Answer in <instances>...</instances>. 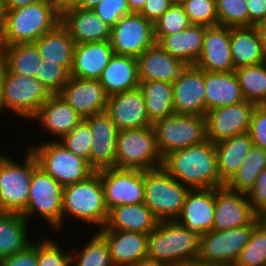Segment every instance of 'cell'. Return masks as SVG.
Masks as SVG:
<instances>
[{
    "instance_id": "obj_57",
    "label": "cell",
    "mask_w": 266,
    "mask_h": 266,
    "mask_svg": "<svg viewBox=\"0 0 266 266\" xmlns=\"http://www.w3.org/2000/svg\"><path fill=\"white\" fill-rule=\"evenodd\" d=\"M6 10L4 2L0 0V41H4Z\"/></svg>"
},
{
    "instance_id": "obj_10",
    "label": "cell",
    "mask_w": 266,
    "mask_h": 266,
    "mask_svg": "<svg viewBox=\"0 0 266 266\" xmlns=\"http://www.w3.org/2000/svg\"><path fill=\"white\" fill-rule=\"evenodd\" d=\"M162 164L163 157L152 126L118 131L116 168L147 171L160 168Z\"/></svg>"
},
{
    "instance_id": "obj_36",
    "label": "cell",
    "mask_w": 266,
    "mask_h": 266,
    "mask_svg": "<svg viewBox=\"0 0 266 266\" xmlns=\"http://www.w3.org/2000/svg\"><path fill=\"white\" fill-rule=\"evenodd\" d=\"M148 117L153 123L175 113L173 103V83L162 81H140Z\"/></svg>"
},
{
    "instance_id": "obj_22",
    "label": "cell",
    "mask_w": 266,
    "mask_h": 266,
    "mask_svg": "<svg viewBox=\"0 0 266 266\" xmlns=\"http://www.w3.org/2000/svg\"><path fill=\"white\" fill-rule=\"evenodd\" d=\"M195 66L207 72L235 71L230 47V27L216 25L205 28L202 51Z\"/></svg>"
},
{
    "instance_id": "obj_28",
    "label": "cell",
    "mask_w": 266,
    "mask_h": 266,
    "mask_svg": "<svg viewBox=\"0 0 266 266\" xmlns=\"http://www.w3.org/2000/svg\"><path fill=\"white\" fill-rule=\"evenodd\" d=\"M98 80L108 96L138 88L137 58L114 54Z\"/></svg>"
},
{
    "instance_id": "obj_21",
    "label": "cell",
    "mask_w": 266,
    "mask_h": 266,
    "mask_svg": "<svg viewBox=\"0 0 266 266\" xmlns=\"http://www.w3.org/2000/svg\"><path fill=\"white\" fill-rule=\"evenodd\" d=\"M83 118L106 110L108 95L99 80L70 77L59 93Z\"/></svg>"
},
{
    "instance_id": "obj_44",
    "label": "cell",
    "mask_w": 266,
    "mask_h": 266,
    "mask_svg": "<svg viewBox=\"0 0 266 266\" xmlns=\"http://www.w3.org/2000/svg\"><path fill=\"white\" fill-rule=\"evenodd\" d=\"M191 25L183 5H172L154 22V36L158 43L164 36L185 30Z\"/></svg>"
},
{
    "instance_id": "obj_14",
    "label": "cell",
    "mask_w": 266,
    "mask_h": 266,
    "mask_svg": "<svg viewBox=\"0 0 266 266\" xmlns=\"http://www.w3.org/2000/svg\"><path fill=\"white\" fill-rule=\"evenodd\" d=\"M108 211L120 205L144 203V170L108 168L100 171Z\"/></svg>"
},
{
    "instance_id": "obj_37",
    "label": "cell",
    "mask_w": 266,
    "mask_h": 266,
    "mask_svg": "<svg viewBox=\"0 0 266 266\" xmlns=\"http://www.w3.org/2000/svg\"><path fill=\"white\" fill-rule=\"evenodd\" d=\"M42 61L34 42L5 45L4 66L14 74L35 77Z\"/></svg>"
},
{
    "instance_id": "obj_30",
    "label": "cell",
    "mask_w": 266,
    "mask_h": 266,
    "mask_svg": "<svg viewBox=\"0 0 266 266\" xmlns=\"http://www.w3.org/2000/svg\"><path fill=\"white\" fill-rule=\"evenodd\" d=\"M205 28L204 25L191 24L185 30L164 36L158 43L186 66H193L200 58Z\"/></svg>"
},
{
    "instance_id": "obj_64",
    "label": "cell",
    "mask_w": 266,
    "mask_h": 266,
    "mask_svg": "<svg viewBox=\"0 0 266 266\" xmlns=\"http://www.w3.org/2000/svg\"><path fill=\"white\" fill-rule=\"evenodd\" d=\"M5 213H7V210L4 208L0 199V216L4 215Z\"/></svg>"
},
{
    "instance_id": "obj_32",
    "label": "cell",
    "mask_w": 266,
    "mask_h": 266,
    "mask_svg": "<svg viewBox=\"0 0 266 266\" xmlns=\"http://www.w3.org/2000/svg\"><path fill=\"white\" fill-rule=\"evenodd\" d=\"M253 145L249 132L215 144L218 175L225 184L241 167Z\"/></svg>"
},
{
    "instance_id": "obj_46",
    "label": "cell",
    "mask_w": 266,
    "mask_h": 266,
    "mask_svg": "<svg viewBox=\"0 0 266 266\" xmlns=\"http://www.w3.org/2000/svg\"><path fill=\"white\" fill-rule=\"evenodd\" d=\"M35 78H37L51 94H59L68 83L70 73L62 65L43 60L39 62V68Z\"/></svg>"
},
{
    "instance_id": "obj_19",
    "label": "cell",
    "mask_w": 266,
    "mask_h": 266,
    "mask_svg": "<svg viewBox=\"0 0 266 266\" xmlns=\"http://www.w3.org/2000/svg\"><path fill=\"white\" fill-rule=\"evenodd\" d=\"M105 111L119 131L152 126L139 87L108 96Z\"/></svg>"
},
{
    "instance_id": "obj_51",
    "label": "cell",
    "mask_w": 266,
    "mask_h": 266,
    "mask_svg": "<svg viewBox=\"0 0 266 266\" xmlns=\"http://www.w3.org/2000/svg\"><path fill=\"white\" fill-rule=\"evenodd\" d=\"M0 266H38L37 240H33L25 250L0 259Z\"/></svg>"
},
{
    "instance_id": "obj_20",
    "label": "cell",
    "mask_w": 266,
    "mask_h": 266,
    "mask_svg": "<svg viewBox=\"0 0 266 266\" xmlns=\"http://www.w3.org/2000/svg\"><path fill=\"white\" fill-rule=\"evenodd\" d=\"M83 118L59 94H52L29 122L38 123L52 141L70 133Z\"/></svg>"
},
{
    "instance_id": "obj_61",
    "label": "cell",
    "mask_w": 266,
    "mask_h": 266,
    "mask_svg": "<svg viewBox=\"0 0 266 266\" xmlns=\"http://www.w3.org/2000/svg\"><path fill=\"white\" fill-rule=\"evenodd\" d=\"M4 41H0V74L2 73L4 67Z\"/></svg>"
},
{
    "instance_id": "obj_25",
    "label": "cell",
    "mask_w": 266,
    "mask_h": 266,
    "mask_svg": "<svg viewBox=\"0 0 266 266\" xmlns=\"http://www.w3.org/2000/svg\"><path fill=\"white\" fill-rule=\"evenodd\" d=\"M107 242L113 266H132L147 257L148 234L122 230H96Z\"/></svg>"
},
{
    "instance_id": "obj_56",
    "label": "cell",
    "mask_w": 266,
    "mask_h": 266,
    "mask_svg": "<svg viewBox=\"0 0 266 266\" xmlns=\"http://www.w3.org/2000/svg\"><path fill=\"white\" fill-rule=\"evenodd\" d=\"M82 1L83 0H59L57 3L60 14L70 8L78 7Z\"/></svg>"
},
{
    "instance_id": "obj_33",
    "label": "cell",
    "mask_w": 266,
    "mask_h": 266,
    "mask_svg": "<svg viewBox=\"0 0 266 266\" xmlns=\"http://www.w3.org/2000/svg\"><path fill=\"white\" fill-rule=\"evenodd\" d=\"M230 47L235 69L266 61L262 43L253 26L230 28Z\"/></svg>"
},
{
    "instance_id": "obj_15",
    "label": "cell",
    "mask_w": 266,
    "mask_h": 266,
    "mask_svg": "<svg viewBox=\"0 0 266 266\" xmlns=\"http://www.w3.org/2000/svg\"><path fill=\"white\" fill-rule=\"evenodd\" d=\"M256 105L249 101L207 111L206 139L216 144L235 135L249 132L252 112Z\"/></svg>"
},
{
    "instance_id": "obj_7",
    "label": "cell",
    "mask_w": 266,
    "mask_h": 266,
    "mask_svg": "<svg viewBox=\"0 0 266 266\" xmlns=\"http://www.w3.org/2000/svg\"><path fill=\"white\" fill-rule=\"evenodd\" d=\"M144 204L159 221L176 220L183 209L189 187L182 185L163 167L144 171Z\"/></svg>"
},
{
    "instance_id": "obj_4",
    "label": "cell",
    "mask_w": 266,
    "mask_h": 266,
    "mask_svg": "<svg viewBox=\"0 0 266 266\" xmlns=\"http://www.w3.org/2000/svg\"><path fill=\"white\" fill-rule=\"evenodd\" d=\"M61 23V14L55 0L6 11L4 44L14 45L38 40Z\"/></svg>"
},
{
    "instance_id": "obj_54",
    "label": "cell",
    "mask_w": 266,
    "mask_h": 266,
    "mask_svg": "<svg viewBox=\"0 0 266 266\" xmlns=\"http://www.w3.org/2000/svg\"><path fill=\"white\" fill-rule=\"evenodd\" d=\"M4 2L5 10H15L21 7L36 4L42 0H2Z\"/></svg>"
},
{
    "instance_id": "obj_13",
    "label": "cell",
    "mask_w": 266,
    "mask_h": 266,
    "mask_svg": "<svg viewBox=\"0 0 266 266\" xmlns=\"http://www.w3.org/2000/svg\"><path fill=\"white\" fill-rule=\"evenodd\" d=\"M109 41L114 54L137 58L156 43L154 23L132 12L111 27Z\"/></svg>"
},
{
    "instance_id": "obj_39",
    "label": "cell",
    "mask_w": 266,
    "mask_h": 266,
    "mask_svg": "<svg viewBox=\"0 0 266 266\" xmlns=\"http://www.w3.org/2000/svg\"><path fill=\"white\" fill-rule=\"evenodd\" d=\"M265 168L266 150L253 145L241 167L225 185L231 190L246 194Z\"/></svg>"
},
{
    "instance_id": "obj_41",
    "label": "cell",
    "mask_w": 266,
    "mask_h": 266,
    "mask_svg": "<svg viewBox=\"0 0 266 266\" xmlns=\"http://www.w3.org/2000/svg\"><path fill=\"white\" fill-rule=\"evenodd\" d=\"M233 266H266V223L261 219Z\"/></svg>"
},
{
    "instance_id": "obj_1",
    "label": "cell",
    "mask_w": 266,
    "mask_h": 266,
    "mask_svg": "<svg viewBox=\"0 0 266 266\" xmlns=\"http://www.w3.org/2000/svg\"><path fill=\"white\" fill-rule=\"evenodd\" d=\"M162 167L190 189L225 185L218 175L215 144L209 140L168 153L163 157Z\"/></svg>"
},
{
    "instance_id": "obj_18",
    "label": "cell",
    "mask_w": 266,
    "mask_h": 266,
    "mask_svg": "<svg viewBox=\"0 0 266 266\" xmlns=\"http://www.w3.org/2000/svg\"><path fill=\"white\" fill-rule=\"evenodd\" d=\"M174 111L177 114H206L205 71L186 66L173 82Z\"/></svg>"
},
{
    "instance_id": "obj_35",
    "label": "cell",
    "mask_w": 266,
    "mask_h": 266,
    "mask_svg": "<svg viewBox=\"0 0 266 266\" xmlns=\"http://www.w3.org/2000/svg\"><path fill=\"white\" fill-rule=\"evenodd\" d=\"M29 226L30 223L20 213L7 212L0 216V259L23 251L32 244Z\"/></svg>"
},
{
    "instance_id": "obj_66",
    "label": "cell",
    "mask_w": 266,
    "mask_h": 266,
    "mask_svg": "<svg viewBox=\"0 0 266 266\" xmlns=\"http://www.w3.org/2000/svg\"><path fill=\"white\" fill-rule=\"evenodd\" d=\"M188 266H200V265H197V264H193V265H188Z\"/></svg>"
},
{
    "instance_id": "obj_42",
    "label": "cell",
    "mask_w": 266,
    "mask_h": 266,
    "mask_svg": "<svg viewBox=\"0 0 266 266\" xmlns=\"http://www.w3.org/2000/svg\"><path fill=\"white\" fill-rule=\"evenodd\" d=\"M42 237L37 240V261L38 266H72L71 265V250H67L68 244L70 245V238L62 241H56L54 238ZM41 239V240H40ZM58 242V244L56 242ZM67 241V242H66ZM69 242V243H68ZM63 243L61 246L60 244ZM66 243V245H64ZM64 245V246H63ZM62 247H65L64 250ZM69 252V253H68Z\"/></svg>"
},
{
    "instance_id": "obj_59",
    "label": "cell",
    "mask_w": 266,
    "mask_h": 266,
    "mask_svg": "<svg viewBox=\"0 0 266 266\" xmlns=\"http://www.w3.org/2000/svg\"><path fill=\"white\" fill-rule=\"evenodd\" d=\"M147 0H127L131 12L139 13Z\"/></svg>"
},
{
    "instance_id": "obj_23",
    "label": "cell",
    "mask_w": 266,
    "mask_h": 266,
    "mask_svg": "<svg viewBox=\"0 0 266 266\" xmlns=\"http://www.w3.org/2000/svg\"><path fill=\"white\" fill-rule=\"evenodd\" d=\"M214 209L215 188L190 189L176 220L201 236L213 229Z\"/></svg>"
},
{
    "instance_id": "obj_49",
    "label": "cell",
    "mask_w": 266,
    "mask_h": 266,
    "mask_svg": "<svg viewBox=\"0 0 266 266\" xmlns=\"http://www.w3.org/2000/svg\"><path fill=\"white\" fill-rule=\"evenodd\" d=\"M246 196L259 217L266 215V168L258 174L256 182L247 191Z\"/></svg>"
},
{
    "instance_id": "obj_11",
    "label": "cell",
    "mask_w": 266,
    "mask_h": 266,
    "mask_svg": "<svg viewBox=\"0 0 266 266\" xmlns=\"http://www.w3.org/2000/svg\"><path fill=\"white\" fill-rule=\"evenodd\" d=\"M257 217L251 224L228 230L212 229L201 235L197 265L233 266L240 252L249 242Z\"/></svg>"
},
{
    "instance_id": "obj_17",
    "label": "cell",
    "mask_w": 266,
    "mask_h": 266,
    "mask_svg": "<svg viewBox=\"0 0 266 266\" xmlns=\"http://www.w3.org/2000/svg\"><path fill=\"white\" fill-rule=\"evenodd\" d=\"M92 135L90 167L95 171L116 168L118 129L106 111L84 119Z\"/></svg>"
},
{
    "instance_id": "obj_6",
    "label": "cell",
    "mask_w": 266,
    "mask_h": 266,
    "mask_svg": "<svg viewBox=\"0 0 266 266\" xmlns=\"http://www.w3.org/2000/svg\"><path fill=\"white\" fill-rule=\"evenodd\" d=\"M64 187L38 166L31 176L29 198L22 216L31 220L41 218L53 233L62 229V207ZM40 215V216H39ZM30 219V221H29ZM58 231V232H57Z\"/></svg>"
},
{
    "instance_id": "obj_29",
    "label": "cell",
    "mask_w": 266,
    "mask_h": 266,
    "mask_svg": "<svg viewBox=\"0 0 266 266\" xmlns=\"http://www.w3.org/2000/svg\"><path fill=\"white\" fill-rule=\"evenodd\" d=\"M158 223L159 220L144 203L120 205L109 211L105 226L98 230H122L149 234Z\"/></svg>"
},
{
    "instance_id": "obj_9",
    "label": "cell",
    "mask_w": 266,
    "mask_h": 266,
    "mask_svg": "<svg viewBox=\"0 0 266 266\" xmlns=\"http://www.w3.org/2000/svg\"><path fill=\"white\" fill-rule=\"evenodd\" d=\"M2 100L5 110L29 121L52 95L35 77L18 75L5 66L0 74Z\"/></svg>"
},
{
    "instance_id": "obj_52",
    "label": "cell",
    "mask_w": 266,
    "mask_h": 266,
    "mask_svg": "<svg viewBox=\"0 0 266 266\" xmlns=\"http://www.w3.org/2000/svg\"><path fill=\"white\" fill-rule=\"evenodd\" d=\"M172 5L171 0H147L139 13L154 23Z\"/></svg>"
},
{
    "instance_id": "obj_3",
    "label": "cell",
    "mask_w": 266,
    "mask_h": 266,
    "mask_svg": "<svg viewBox=\"0 0 266 266\" xmlns=\"http://www.w3.org/2000/svg\"><path fill=\"white\" fill-rule=\"evenodd\" d=\"M108 214L100 171L94 172L83 181L64 187L62 228L65 227L67 223L65 219L68 216V218L83 222L87 227L88 225L91 228L94 227L95 233L96 230L105 226Z\"/></svg>"
},
{
    "instance_id": "obj_12",
    "label": "cell",
    "mask_w": 266,
    "mask_h": 266,
    "mask_svg": "<svg viewBox=\"0 0 266 266\" xmlns=\"http://www.w3.org/2000/svg\"><path fill=\"white\" fill-rule=\"evenodd\" d=\"M156 145L162 157L170 152L203 143L205 116L174 113L152 123Z\"/></svg>"
},
{
    "instance_id": "obj_40",
    "label": "cell",
    "mask_w": 266,
    "mask_h": 266,
    "mask_svg": "<svg viewBox=\"0 0 266 266\" xmlns=\"http://www.w3.org/2000/svg\"><path fill=\"white\" fill-rule=\"evenodd\" d=\"M82 247L70 248L72 266H113L109 246L96 231ZM75 247V248H74ZM81 248V249H80Z\"/></svg>"
},
{
    "instance_id": "obj_34",
    "label": "cell",
    "mask_w": 266,
    "mask_h": 266,
    "mask_svg": "<svg viewBox=\"0 0 266 266\" xmlns=\"http://www.w3.org/2000/svg\"><path fill=\"white\" fill-rule=\"evenodd\" d=\"M34 43L43 60L62 65L70 73L75 42L61 23Z\"/></svg>"
},
{
    "instance_id": "obj_53",
    "label": "cell",
    "mask_w": 266,
    "mask_h": 266,
    "mask_svg": "<svg viewBox=\"0 0 266 266\" xmlns=\"http://www.w3.org/2000/svg\"><path fill=\"white\" fill-rule=\"evenodd\" d=\"M249 11V27L266 20V0H246Z\"/></svg>"
},
{
    "instance_id": "obj_48",
    "label": "cell",
    "mask_w": 266,
    "mask_h": 266,
    "mask_svg": "<svg viewBox=\"0 0 266 266\" xmlns=\"http://www.w3.org/2000/svg\"><path fill=\"white\" fill-rule=\"evenodd\" d=\"M92 10L111 27L123 16L132 13L129 9L127 0H102Z\"/></svg>"
},
{
    "instance_id": "obj_16",
    "label": "cell",
    "mask_w": 266,
    "mask_h": 266,
    "mask_svg": "<svg viewBox=\"0 0 266 266\" xmlns=\"http://www.w3.org/2000/svg\"><path fill=\"white\" fill-rule=\"evenodd\" d=\"M258 215L245 193L229 189L226 185L215 188V230H228L251 224Z\"/></svg>"
},
{
    "instance_id": "obj_43",
    "label": "cell",
    "mask_w": 266,
    "mask_h": 266,
    "mask_svg": "<svg viewBox=\"0 0 266 266\" xmlns=\"http://www.w3.org/2000/svg\"><path fill=\"white\" fill-rule=\"evenodd\" d=\"M218 25L239 28L249 27L246 0H216Z\"/></svg>"
},
{
    "instance_id": "obj_45",
    "label": "cell",
    "mask_w": 266,
    "mask_h": 266,
    "mask_svg": "<svg viewBox=\"0 0 266 266\" xmlns=\"http://www.w3.org/2000/svg\"><path fill=\"white\" fill-rule=\"evenodd\" d=\"M68 151L82 157L90 165L92 135L89 124L83 119L70 133L58 140Z\"/></svg>"
},
{
    "instance_id": "obj_63",
    "label": "cell",
    "mask_w": 266,
    "mask_h": 266,
    "mask_svg": "<svg viewBox=\"0 0 266 266\" xmlns=\"http://www.w3.org/2000/svg\"><path fill=\"white\" fill-rule=\"evenodd\" d=\"M189 0H171L173 5H183L186 2H188Z\"/></svg>"
},
{
    "instance_id": "obj_55",
    "label": "cell",
    "mask_w": 266,
    "mask_h": 266,
    "mask_svg": "<svg viewBox=\"0 0 266 266\" xmlns=\"http://www.w3.org/2000/svg\"><path fill=\"white\" fill-rule=\"evenodd\" d=\"M253 27L256 29L258 33L259 39L262 43L264 52L266 54V20H263L255 24Z\"/></svg>"
},
{
    "instance_id": "obj_50",
    "label": "cell",
    "mask_w": 266,
    "mask_h": 266,
    "mask_svg": "<svg viewBox=\"0 0 266 266\" xmlns=\"http://www.w3.org/2000/svg\"><path fill=\"white\" fill-rule=\"evenodd\" d=\"M249 134L255 146L266 150V106H256L252 112Z\"/></svg>"
},
{
    "instance_id": "obj_58",
    "label": "cell",
    "mask_w": 266,
    "mask_h": 266,
    "mask_svg": "<svg viewBox=\"0 0 266 266\" xmlns=\"http://www.w3.org/2000/svg\"><path fill=\"white\" fill-rule=\"evenodd\" d=\"M132 266H169L167 263L163 261H159L156 259H150L148 257L141 259L139 262Z\"/></svg>"
},
{
    "instance_id": "obj_27",
    "label": "cell",
    "mask_w": 266,
    "mask_h": 266,
    "mask_svg": "<svg viewBox=\"0 0 266 266\" xmlns=\"http://www.w3.org/2000/svg\"><path fill=\"white\" fill-rule=\"evenodd\" d=\"M140 81L173 83L186 67L180 60L166 52L159 43L146 49L137 57Z\"/></svg>"
},
{
    "instance_id": "obj_31",
    "label": "cell",
    "mask_w": 266,
    "mask_h": 266,
    "mask_svg": "<svg viewBox=\"0 0 266 266\" xmlns=\"http://www.w3.org/2000/svg\"><path fill=\"white\" fill-rule=\"evenodd\" d=\"M206 113L244 101L238 77L232 72L205 71Z\"/></svg>"
},
{
    "instance_id": "obj_47",
    "label": "cell",
    "mask_w": 266,
    "mask_h": 266,
    "mask_svg": "<svg viewBox=\"0 0 266 266\" xmlns=\"http://www.w3.org/2000/svg\"><path fill=\"white\" fill-rule=\"evenodd\" d=\"M185 13L191 24L216 26L218 15L216 1L214 0H189L183 4Z\"/></svg>"
},
{
    "instance_id": "obj_60",
    "label": "cell",
    "mask_w": 266,
    "mask_h": 266,
    "mask_svg": "<svg viewBox=\"0 0 266 266\" xmlns=\"http://www.w3.org/2000/svg\"><path fill=\"white\" fill-rule=\"evenodd\" d=\"M102 0H83L82 3L78 6L81 9H93L97 6Z\"/></svg>"
},
{
    "instance_id": "obj_62",
    "label": "cell",
    "mask_w": 266,
    "mask_h": 266,
    "mask_svg": "<svg viewBox=\"0 0 266 266\" xmlns=\"http://www.w3.org/2000/svg\"><path fill=\"white\" fill-rule=\"evenodd\" d=\"M5 112V107L3 104V100H2V89H1V83H0V117L2 118L3 116H1L2 114L4 115Z\"/></svg>"
},
{
    "instance_id": "obj_26",
    "label": "cell",
    "mask_w": 266,
    "mask_h": 266,
    "mask_svg": "<svg viewBox=\"0 0 266 266\" xmlns=\"http://www.w3.org/2000/svg\"><path fill=\"white\" fill-rule=\"evenodd\" d=\"M113 55L110 41L75 44L70 77L98 80Z\"/></svg>"
},
{
    "instance_id": "obj_2",
    "label": "cell",
    "mask_w": 266,
    "mask_h": 266,
    "mask_svg": "<svg viewBox=\"0 0 266 266\" xmlns=\"http://www.w3.org/2000/svg\"><path fill=\"white\" fill-rule=\"evenodd\" d=\"M201 236L177 220L159 221L148 234L147 257L169 266H188L197 263Z\"/></svg>"
},
{
    "instance_id": "obj_65",
    "label": "cell",
    "mask_w": 266,
    "mask_h": 266,
    "mask_svg": "<svg viewBox=\"0 0 266 266\" xmlns=\"http://www.w3.org/2000/svg\"><path fill=\"white\" fill-rule=\"evenodd\" d=\"M261 219L266 223V215L262 216Z\"/></svg>"
},
{
    "instance_id": "obj_8",
    "label": "cell",
    "mask_w": 266,
    "mask_h": 266,
    "mask_svg": "<svg viewBox=\"0 0 266 266\" xmlns=\"http://www.w3.org/2000/svg\"><path fill=\"white\" fill-rule=\"evenodd\" d=\"M30 149L38 165L63 187L87 179L95 171L80 156L68 151L59 141L33 142Z\"/></svg>"
},
{
    "instance_id": "obj_38",
    "label": "cell",
    "mask_w": 266,
    "mask_h": 266,
    "mask_svg": "<svg viewBox=\"0 0 266 266\" xmlns=\"http://www.w3.org/2000/svg\"><path fill=\"white\" fill-rule=\"evenodd\" d=\"M241 92L246 101L266 105V61L235 69Z\"/></svg>"
},
{
    "instance_id": "obj_5",
    "label": "cell",
    "mask_w": 266,
    "mask_h": 266,
    "mask_svg": "<svg viewBox=\"0 0 266 266\" xmlns=\"http://www.w3.org/2000/svg\"><path fill=\"white\" fill-rule=\"evenodd\" d=\"M21 162L0 151V199L7 212L22 213L27 206L33 171L39 166L29 148Z\"/></svg>"
},
{
    "instance_id": "obj_24",
    "label": "cell",
    "mask_w": 266,
    "mask_h": 266,
    "mask_svg": "<svg viewBox=\"0 0 266 266\" xmlns=\"http://www.w3.org/2000/svg\"><path fill=\"white\" fill-rule=\"evenodd\" d=\"M61 24L75 44L109 41L111 26L91 9L70 8L61 13Z\"/></svg>"
}]
</instances>
